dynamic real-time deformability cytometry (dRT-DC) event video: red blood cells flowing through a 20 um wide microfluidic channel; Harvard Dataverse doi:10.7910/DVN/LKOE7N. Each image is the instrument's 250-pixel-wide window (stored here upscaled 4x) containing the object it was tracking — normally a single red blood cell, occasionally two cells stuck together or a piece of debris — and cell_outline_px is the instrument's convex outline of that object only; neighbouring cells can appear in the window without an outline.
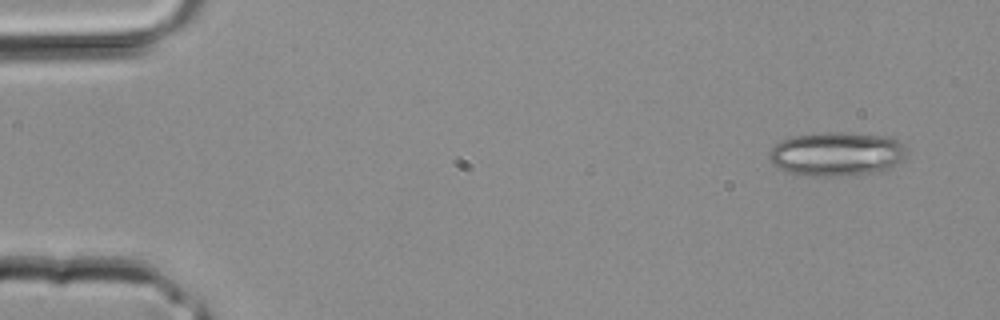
{"species": "common noctule bat (a hibernating species)", "species_latin": "Nyctalus noctula", "temperature_condition": "room temperature", "stored_images_in_passage": 3, "camera_frame_rate_fps": 3000, "um_per_image_px": 0.085, "animal": {"sex": "male", "body_mass_g": 20.4}, "frame": {"image": 1, "passage_image": 1, "time_ms": 0.0, "image_size_px": [1000, 320], "cell_outline_px": [[908, 152], [892, 168], [884, 172], [840, 176], [808, 176], [784, 172], [776, 168], [768, 160], [768, 152], [780, 140], [792, 136], [824, 132], [848, 132], [888, 136], [900, 140]], "centroid_in_image_um": [71.1, 13.09], "position_along_channel_um": 13.9, "area_um2": 36.18}}